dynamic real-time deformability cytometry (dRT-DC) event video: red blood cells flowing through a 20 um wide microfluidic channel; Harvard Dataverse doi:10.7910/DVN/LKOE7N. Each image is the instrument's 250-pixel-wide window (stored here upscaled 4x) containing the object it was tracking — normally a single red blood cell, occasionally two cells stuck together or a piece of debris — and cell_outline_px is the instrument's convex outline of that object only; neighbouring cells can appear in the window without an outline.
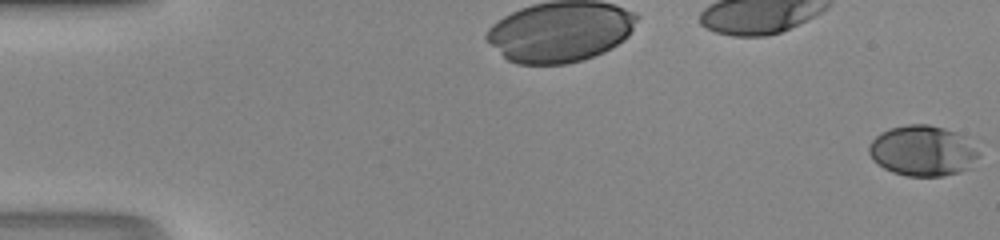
{"species": "human", "species_latin": "Homo sapiens", "temperature_condition": "room temperature", "stored_images_in_passage": 49, "camera_frame_rate_fps": 3000, "um_per_image_px": 0.085, "donor": {"sex": "male"}, "frame": {"image": 1, "passage_image": 1, "time_ms": 0.0, "image_size_px": [1000, 240], "cell_outline_px": [[980, 156], [972, 168], [960, 172], [944, 176], [908, 176], [892, 172], [884, 168], [872, 160], [868, 152], [868, 148], [872, 140], [880, 132], [892, 128], [908, 124], [928, 124], [944, 128], [956, 132]], "centroid_in_image_um": [78.38, 12.84], "position_along_channel_um": 6.6, "area_um2": 32.08}}
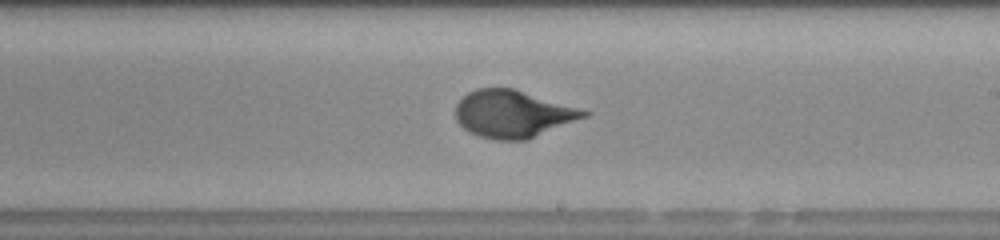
{"frame": {"image": 2, "passage_image": 30, "time_ms": 9.667, "image_size_px": [1000, 240], "cell_outline_px": [[592, 112], [588, 116], [528, 140], [496, 140], [480, 136], [468, 132], [456, 120], [456, 104], [468, 92], [476, 88], [512, 88]], "centroid_in_image_um": [43.59, 9.69], "position_along_channel_um": 245.4, "area_um2": 35.26}}
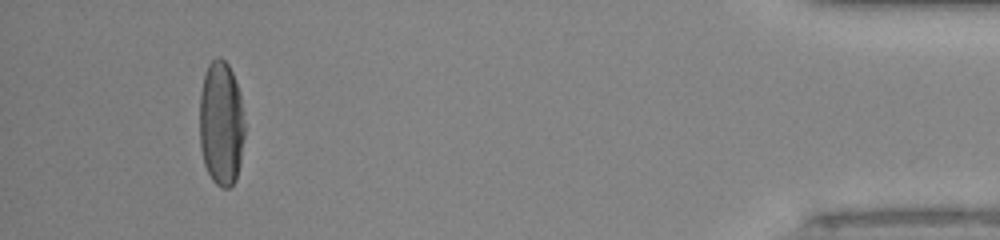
{"frame": {"image": 3, "passage_image": 46, "time_ms": 15.0, "image_size_px": [1000, 240], "cell_outline_px": [[244, 136], [240, 164], [236, 180], [228, 188], [224, 188], [216, 184], [212, 180], [204, 164], [200, 148], [200, 92], [204, 76], [208, 64], [216, 56], [220, 56], [228, 64], [232, 72], [240, 96], [244, 112]], "centroid_in_image_um": [18.8, 10.49], "position_along_channel_um": 416.4, "area_um2": 33.0}}